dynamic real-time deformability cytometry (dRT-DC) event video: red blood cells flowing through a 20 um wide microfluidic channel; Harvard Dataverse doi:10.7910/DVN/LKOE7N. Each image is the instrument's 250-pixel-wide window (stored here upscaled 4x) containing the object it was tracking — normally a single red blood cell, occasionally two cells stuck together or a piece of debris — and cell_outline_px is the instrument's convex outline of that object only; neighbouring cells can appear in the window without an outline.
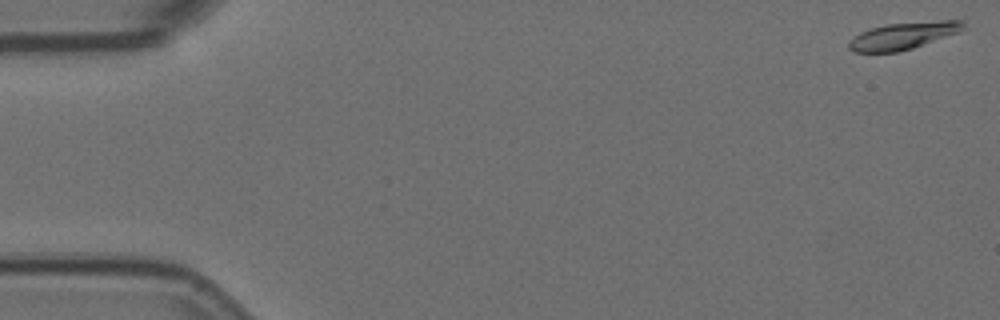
{"species": "Egyptian fruit bat (a non-hibernating species)", "species_latin": "Rousettus aegyptiacus", "temperature_condition": "room temperature", "stored_images_in_passage": 11, "camera_frame_rate_fps": 3000, "um_per_image_px": 0.085, "animal": {"sex": "female"}, "frame": {"image": 1, "passage_image": 1, "time_ms": 0.0, "image_size_px": [1000, 320], "cell_outline_px": [[964, 28], [960, 32], [912, 48], [896, 52], [852, 52], [848, 48], [848, 44], [860, 32], [872, 28], [888, 24], [940, 20], [964, 20]], "centroid_in_image_um": [76.8, 3.03], "position_along_channel_um": 8.2, "area_um2": 17.86}}